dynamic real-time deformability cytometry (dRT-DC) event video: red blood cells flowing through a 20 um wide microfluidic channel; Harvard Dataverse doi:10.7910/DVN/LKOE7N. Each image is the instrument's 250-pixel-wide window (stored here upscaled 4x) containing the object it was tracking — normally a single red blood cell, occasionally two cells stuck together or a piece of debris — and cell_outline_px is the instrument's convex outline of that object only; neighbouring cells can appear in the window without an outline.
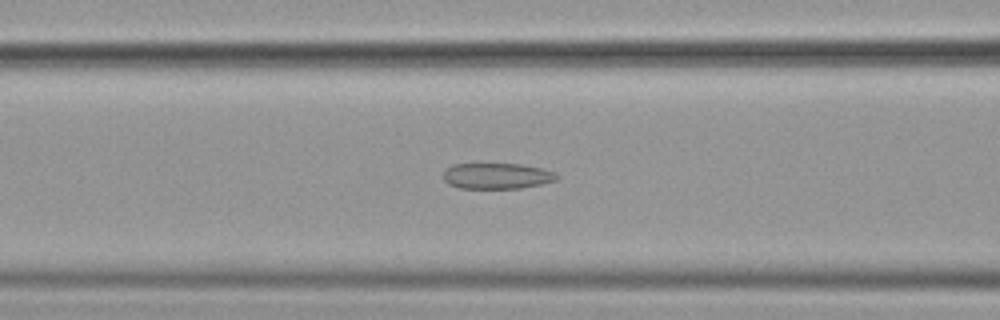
{"species": "common noctule bat (a hibernating species)", "species_latin": "Nyctalus noctula", "temperature_condition": "cold", "stored_images_in_passage": 53, "camera_frame_rate_fps": 3000, "um_per_image_px": 0.085, "animal": {"sex": "female", "body_mass_g": 19.9}, "frame": {"image": 1, "passage_image": 20, "time_ms": 6.333, "image_size_px": [1000, 320], "cell_outline_px": [[560, 176], [556, 180], [540, 184], [520, 188], [460, 188], [448, 184], [444, 180], [444, 172], [452, 164], [520, 164], [540, 168], [552, 172]], "centroid_in_image_um": [42.22, 14.96], "position_along_channel_um": 124.4, "area_um2": 16.88}}
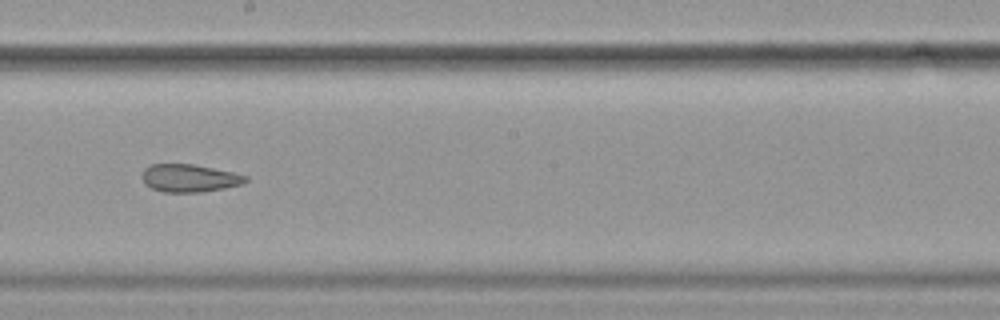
{"frame": {"image": 2, "passage_image": 29, "time_ms": 9.333, "image_size_px": [1000, 320], "cell_outline_px": [[248, 180], [240, 184], [224, 188], [200, 192], [164, 192], [152, 188], [144, 184], [140, 176], [144, 168], [152, 164], [192, 164], [232, 172], [248, 176]], "centroid_in_image_um": [16.04, 15.14], "position_along_channel_um": 232.2, "area_um2": 16.7}}
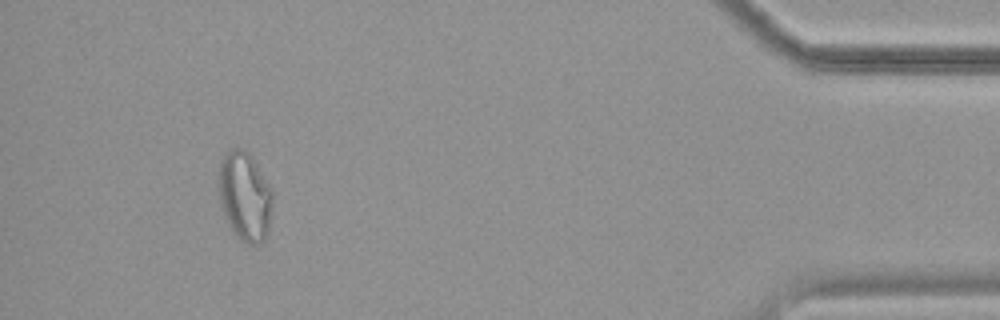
{"frame": {"image": 3, "passage_image": 49, "time_ms": 16.0, "image_size_px": [1000, 320], "cell_outline_px": [[272, 204], [268, 232], [264, 240], [260, 244], [248, 244], [236, 236], [232, 232], [228, 224], [220, 200], [220, 160], [232, 148], [244, 148], [252, 156], [272, 192]], "centroid_in_image_um": [20.83, 16.7], "position_along_channel_um": 414.4, "area_um2": 27.57}, "authors_computed_cell_mechanics": {"area_um2": 20.519, "velocity_mm_per_s": 3.5954, "shape_relaxation_time_tau1_ms": null, "shape_relaxation_time_tau2_ms": 3.2803, "deformation_change_tau1": null, "deformation_change_tau2": 0.0976}}